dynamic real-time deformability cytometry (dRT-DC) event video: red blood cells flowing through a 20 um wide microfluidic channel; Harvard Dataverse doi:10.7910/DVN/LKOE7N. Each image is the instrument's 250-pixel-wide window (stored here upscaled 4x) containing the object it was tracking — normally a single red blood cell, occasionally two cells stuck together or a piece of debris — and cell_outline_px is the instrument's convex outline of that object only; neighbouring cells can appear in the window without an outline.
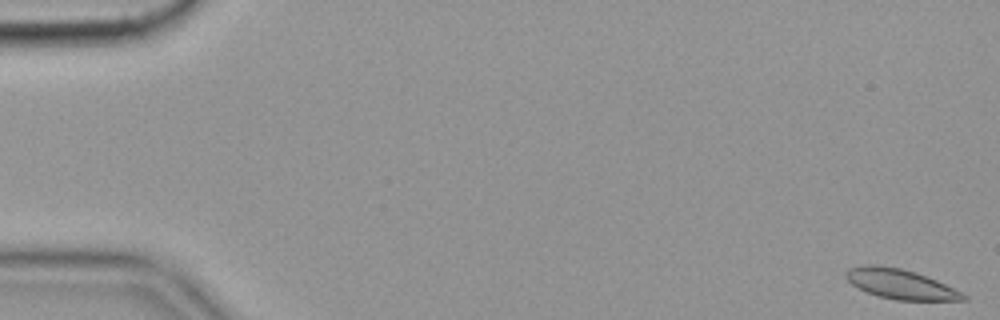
{"species": "common noctule bat (a hibernating species)", "species_latin": "Nyctalus noctula", "temperature_condition": "cold", "stored_images_in_passage": 58, "camera_frame_rate_fps": 3000, "um_per_image_px": 0.085, "animal": {"sex": "female", "body_mass_g": 19.9}, "frame": {"image": 1, "passage_image": 1, "time_ms": 0.0, "image_size_px": [1000, 320], "cell_outline_px": [[968, 300], [896, 300], [880, 296], [868, 292], [852, 284], [844, 276], [844, 272], [848, 268], [864, 264], [876, 264], [900, 268], [916, 272], [936, 280], [968, 296]], "centroid_in_image_um": [76.5, 24.12], "position_along_channel_um": 8.5, "area_um2": 20.23}}
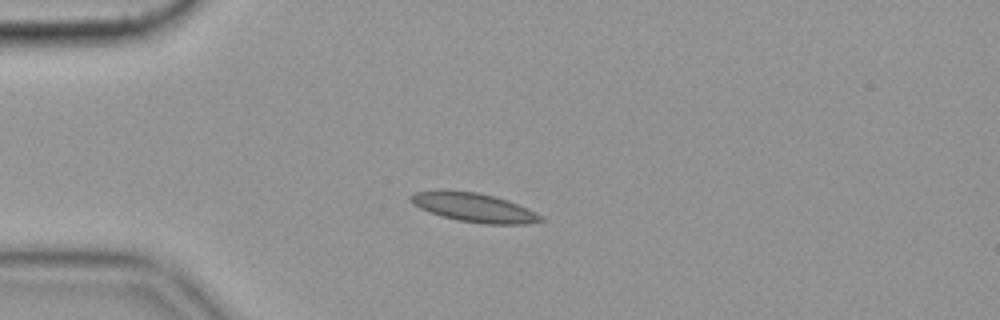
{"frame": {"image": 2, "passage_image": 15, "time_ms": 4.667, "image_size_px": [1000, 320], "cell_outline_px": [[544, 220], [524, 224], [484, 224], [456, 220], [440, 216], [428, 212], [412, 204], [408, 200], [408, 196], [416, 192], [476, 192], [508, 200], [528, 208], [544, 216]], "centroid_in_image_um": [40.32, 17.67], "position_along_channel_um": 44.7, "area_um2": 21.62}}
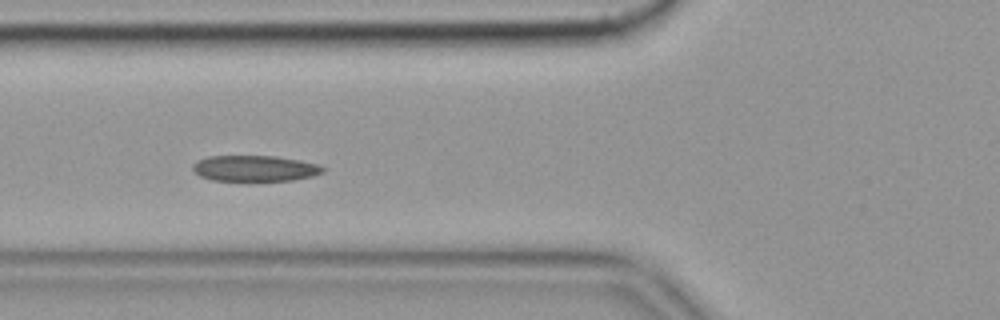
{"frame": {"image": 3, "passage_image": 22, "time_ms": 7.0, "image_size_px": [1000, 320], "cell_outline_px": [[324, 172], [312, 176], [292, 180], [248, 184], [212, 180], [200, 176], [192, 172], [192, 164], [196, 160], [208, 156], [276, 156], [300, 160], [320, 164], [324, 168]], "centroid_in_image_um": [21.61, 14.36], "position_along_channel_um": 104.2, "area_um2": 20.87}, "authors_computed_cell_mechanics": {"area_um2": 20.2011, "velocity_mm_per_s": 3.4966, "shape_relaxation_time_tau1_ms": 11.0593, "shape_relaxation_time_tau2_ms": 5.1725, "deformation_change_tau1": 0.1782, "deformation_change_tau2": 0.0917}}